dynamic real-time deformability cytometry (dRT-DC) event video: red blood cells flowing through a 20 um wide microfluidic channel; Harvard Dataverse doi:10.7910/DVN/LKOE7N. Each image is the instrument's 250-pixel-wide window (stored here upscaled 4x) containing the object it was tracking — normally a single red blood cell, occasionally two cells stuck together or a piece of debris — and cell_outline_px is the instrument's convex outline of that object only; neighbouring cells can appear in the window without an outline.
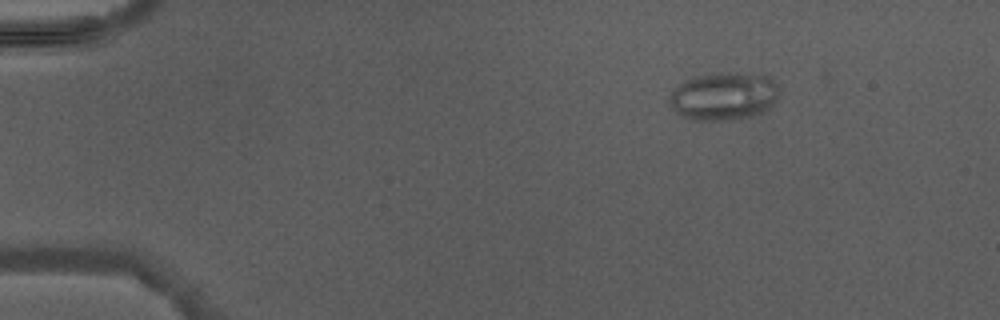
{"species": "Egyptian fruit bat (a non-hibernating species)", "species_latin": "Rousettus aegyptiacus", "temperature_condition": "warm", "stored_images_in_passage": 3, "camera_frame_rate_fps": 3000, "um_per_image_px": 0.085, "animal": {"sex": "male"}, "frame": {"image": 1, "passage_image": 1, "time_ms": 0.0, "image_size_px": [1000, 320], "cell_outline_px": [[780, 88], [776, 100], [764, 112], [732, 120], [696, 120], [684, 116], [668, 100], [668, 96], [672, 88], [684, 80], [696, 76], [764, 76], [772, 80]], "centroid_in_image_um": [61.5, 8.23], "position_along_channel_um": 23.5, "area_um2": 29.25}}